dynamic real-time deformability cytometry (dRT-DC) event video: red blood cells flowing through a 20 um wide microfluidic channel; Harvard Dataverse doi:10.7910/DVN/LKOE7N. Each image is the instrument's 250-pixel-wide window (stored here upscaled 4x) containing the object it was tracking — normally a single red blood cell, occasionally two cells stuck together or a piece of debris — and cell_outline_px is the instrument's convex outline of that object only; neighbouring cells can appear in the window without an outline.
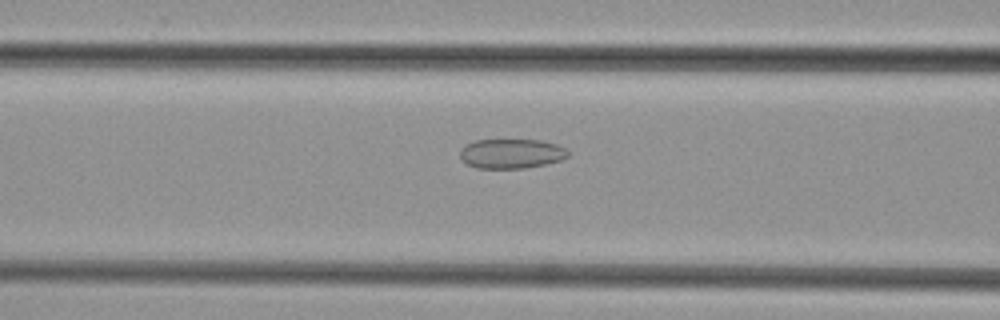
{"species": "common noctule bat (a hibernating species)", "species_latin": "Nyctalus noctula", "temperature_condition": "cold", "stored_images_in_passage": 18, "camera_frame_rate_fps": 3000, "um_per_image_px": 0.085, "animal": {"sex": "female", "body_mass_g": 29.2, "forearm_length_mm": 56.3}, "frame": {"image": 1, "passage_image": 16, "time_ms": 5.0, "image_size_px": [1000, 320], "cell_outline_px": [[568, 156], [560, 160], [544, 164], [524, 168], [476, 168], [468, 164], [460, 156], [460, 148], [476, 140], [540, 140], [556, 144], [564, 148], [568, 152]], "centroid_in_image_um": [43.45, 13.05], "position_along_channel_um": 123.1, "area_um2": 18.38}}